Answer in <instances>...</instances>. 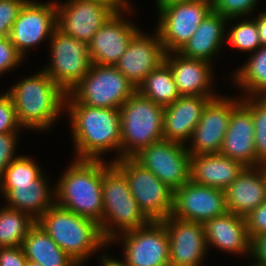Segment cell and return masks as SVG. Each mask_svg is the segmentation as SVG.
<instances>
[{
    "instance_id": "6da1fadb",
    "label": "cell",
    "mask_w": 266,
    "mask_h": 266,
    "mask_svg": "<svg viewBox=\"0 0 266 266\" xmlns=\"http://www.w3.org/2000/svg\"><path fill=\"white\" fill-rule=\"evenodd\" d=\"M70 116L76 159L105 160L101 156L118 151L121 159L120 110L91 107L86 104H65Z\"/></svg>"
},
{
    "instance_id": "7a4b0ae2",
    "label": "cell",
    "mask_w": 266,
    "mask_h": 266,
    "mask_svg": "<svg viewBox=\"0 0 266 266\" xmlns=\"http://www.w3.org/2000/svg\"><path fill=\"white\" fill-rule=\"evenodd\" d=\"M111 163L110 160L75 158L56 181L55 204L100 224L103 220V172Z\"/></svg>"
},
{
    "instance_id": "3957f363",
    "label": "cell",
    "mask_w": 266,
    "mask_h": 266,
    "mask_svg": "<svg viewBox=\"0 0 266 266\" xmlns=\"http://www.w3.org/2000/svg\"><path fill=\"white\" fill-rule=\"evenodd\" d=\"M18 122L22 128L46 131L64 112L66 93L44 70L19 81L10 90ZM45 129V130H44Z\"/></svg>"
},
{
    "instance_id": "277c9868",
    "label": "cell",
    "mask_w": 266,
    "mask_h": 266,
    "mask_svg": "<svg viewBox=\"0 0 266 266\" xmlns=\"http://www.w3.org/2000/svg\"><path fill=\"white\" fill-rule=\"evenodd\" d=\"M36 222L79 266L109 244L97 222L56 204Z\"/></svg>"
},
{
    "instance_id": "5b68a950",
    "label": "cell",
    "mask_w": 266,
    "mask_h": 266,
    "mask_svg": "<svg viewBox=\"0 0 266 266\" xmlns=\"http://www.w3.org/2000/svg\"><path fill=\"white\" fill-rule=\"evenodd\" d=\"M102 197L103 220L99 225L109 245L119 234L151 221L131 194L125 174L113 162L103 172Z\"/></svg>"
},
{
    "instance_id": "8992f818",
    "label": "cell",
    "mask_w": 266,
    "mask_h": 266,
    "mask_svg": "<svg viewBox=\"0 0 266 266\" xmlns=\"http://www.w3.org/2000/svg\"><path fill=\"white\" fill-rule=\"evenodd\" d=\"M119 110L121 158L133 157L142 148L164 139V106L154 103L136 90Z\"/></svg>"
},
{
    "instance_id": "52a82bcc",
    "label": "cell",
    "mask_w": 266,
    "mask_h": 266,
    "mask_svg": "<svg viewBox=\"0 0 266 266\" xmlns=\"http://www.w3.org/2000/svg\"><path fill=\"white\" fill-rule=\"evenodd\" d=\"M136 90L114 65L92 63L88 73L66 95L65 104L119 109Z\"/></svg>"
},
{
    "instance_id": "ba28073f",
    "label": "cell",
    "mask_w": 266,
    "mask_h": 266,
    "mask_svg": "<svg viewBox=\"0 0 266 266\" xmlns=\"http://www.w3.org/2000/svg\"><path fill=\"white\" fill-rule=\"evenodd\" d=\"M125 174L131 194L151 221H162L171 215L174 190L133 157L113 161Z\"/></svg>"
},
{
    "instance_id": "9c48e42d",
    "label": "cell",
    "mask_w": 266,
    "mask_h": 266,
    "mask_svg": "<svg viewBox=\"0 0 266 266\" xmlns=\"http://www.w3.org/2000/svg\"><path fill=\"white\" fill-rule=\"evenodd\" d=\"M123 244V261L108 258L113 266H170L168 233L163 221H150L143 227L116 236Z\"/></svg>"
},
{
    "instance_id": "30bf717a",
    "label": "cell",
    "mask_w": 266,
    "mask_h": 266,
    "mask_svg": "<svg viewBox=\"0 0 266 266\" xmlns=\"http://www.w3.org/2000/svg\"><path fill=\"white\" fill-rule=\"evenodd\" d=\"M50 42V65L42 69L68 94L91 68L88 45L63 34L57 28Z\"/></svg>"
},
{
    "instance_id": "8fae6325",
    "label": "cell",
    "mask_w": 266,
    "mask_h": 266,
    "mask_svg": "<svg viewBox=\"0 0 266 266\" xmlns=\"http://www.w3.org/2000/svg\"><path fill=\"white\" fill-rule=\"evenodd\" d=\"M211 11V0L179 2L159 9L156 30L165 53L178 52Z\"/></svg>"
},
{
    "instance_id": "7c38bea8",
    "label": "cell",
    "mask_w": 266,
    "mask_h": 266,
    "mask_svg": "<svg viewBox=\"0 0 266 266\" xmlns=\"http://www.w3.org/2000/svg\"><path fill=\"white\" fill-rule=\"evenodd\" d=\"M187 145L161 140L142 148L133 158L176 190L190 181V153Z\"/></svg>"
},
{
    "instance_id": "4fadbf2b",
    "label": "cell",
    "mask_w": 266,
    "mask_h": 266,
    "mask_svg": "<svg viewBox=\"0 0 266 266\" xmlns=\"http://www.w3.org/2000/svg\"><path fill=\"white\" fill-rule=\"evenodd\" d=\"M56 25V0L47 3L28 0L11 28L9 39L24 57L30 48L44 42L45 39H51Z\"/></svg>"
},
{
    "instance_id": "5bb4252c",
    "label": "cell",
    "mask_w": 266,
    "mask_h": 266,
    "mask_svg": "<svg viewBox=\"0 0 266 266\" xmlns=\"http://www.w3.org/2000/svg\"><path fill=\"white\" fill-rule=\"evenodd\" d=\"M240 102V98H230L220 94L207 103L189 140L191 146H186L190 155L220 153L231 111Z\"/></svg>"
},
{
    "instance_id": "9a60e30c",
    "label": "cell",
    "mask_w": 266,
    "mask_h": 266,
    "mask_svg": "<svg viewBox=\"0 0 266 266\" xmlns=\"http://www.w3.org/2000/svg\"><path fill=\"white\" fill-rule=\"evenodd\" d=\"M228 212L224 190L191 181L174 190L171 216L204 223Z\"/></svg>"
},
{
    "instance_id": "2e32d148",
    "label": "cell",
    "mask_w": 266,
    "mask_h": 266,
    "mask_svg": "<svg viewBox=\"0 0 266 266\" xmlns=\"http://www.w3.org/2000/svg\"><path fill=\"white\" fill-rule=\"evenodd\" d=\"M57 29L88 45L94 34L114 11L106 5L91 0H67L57 3Z\"/></svg>"
},
{
    "instance_id": "e0dca14e",
    "label": "cell",
    "mask_w": 266,
    "mask_h": 266,
    "mask_svg": "<svg viewBox=\"0 0 266 266\" xmlns=\"http://www.w3.org/2000/svg\"><path fill=\"white\" fill-rule=\"evenodd\" d=\"M165 50L159 33L146 35L139 30L129 42L126 51L114 66L135 86L164 62Z\"/></svg>"
},
{
    "instance_id": "ac0fdd59",
    "label": "cell",
    "mask_w": 266,
    "mask_h": 266,
    "mask_svg": "<svg viewBox=\"0 0 266 266\" xmlns=\"http://www.w3.org/2000/svg\"><path fill=\"white\" fill-rule=\"evenodd\" d=\"M162 221L168 233L170 266H200L208 251L203 224L171 215Z\"/></svg>"
},
{
    "instance_id": "d6986e66",
    "label": "cell",
    "mask_w": 266,
    "mask_h": 266,
    "mask_svg": "<svg viewBox=\"0 0 266 266\" xmlns=\"http://www.w3.org/2000/svg\"><path fill=\"white\" fill-rule=\"evenodd\" d=\"M122 13L124 12H114L94 34L88 44L92 63L116 64L126 51L133 36L140 30L134 23L126 20Z\"/></svg>"
},
{
    "instance_id": "ffe728a7",
    "label": "cell",
    "mask_w": 266,
    "mask_h": 266,
    "mask_svg": "<svg viewBox=\"0 0 266 266\" xmlns=\"http://www.w3.org/2000/svg\"><path fill=\"white\" fill-rule=\"evenodd\" d=\"M164 62L170 67L180 96H218L210 90L214 79L212 63L178 52L165 53Z\"/></svg>"
},
{
    "instance_id": "44dd1931",
    "label": "cell",
    "mask_w": 266,
    "mask_h": 266,
    "mask_svg": "<svg viewBox=\"0 0 266 266\" xmlns=\"http://www.w3.org/2000/svg\"><path fill=\"white\" fill-rule=\"evenodd\" d=\"M254 122L250 109L241 101L232 111L220 153L244 167H256Z\"/></svg>"
},
{
    "instance_id": "7402d4cb",
    "label": "cell",
    "mask_w": 266,
    "mask_h": 266,
    "mask_svg": "<svg viewBox=\"0 0 266 266\" xmlns=\"http://www.w3.org/2000/svg\"><path fill=\"white\" fill-rule=\"evenodd\" d=\"M215 97L180 96L172 104L164 107V140L185 144L191 139L193 130L202 117L207 103ZM185 142V143H184Z\"/></svg>"
},
{
    "instance_id": "603a6c76",
    "label": "cell",
    "mask_w": 266,
    "mask_h": 266,
    "mask_svg": "<svg viewBox=\"0 0 266 266\" xmlns=\"http://www.w3.org/2000/svg\"><path fill=\"white\" fill-rule=\"evenodd\" d=\"M207 247L242 256L251 255L245 217L227 212L203 223Z\"/></svg>"
},
{
    "instance_id": "cb8c5ba5",
    "label": "cell",
    "mask_w": 266,
    "mask_h": 266,
    "mask_svg": "<svg viewBox=\"0 0 266 266\" xmlns=\"http://www.w3.org/2000/svg\"><path fill=\"white\" fill-rule=\"evenodd\" d=\"M224 193L228 211L246 217L266 201V182L261 165L245 167Z\"/></svg>"
},
{
    "instance_id": "d4e9b609",
    "label": "cell",
    "mask_w": 266,
    "mask_h": 266,
    "mask_svg": "<svg viewBox=\"0 0 266 266\" xmlns=\"http://www.w3.org/2000/svg\"><path fill=\"white\" fill-rule=\"evenodd\" d=\"M245 167L221 153L190 156V181L225 190Z\"/></svg>"
},
{
    "instance_id": "484cf974",
    "label": "cell",
    "mask_w": 266,
    "mask_h": 266,
    "mask_svg": "<svg viewBox=\"0 0 266 266\" xmlns=\"http://www.w3.org/2000/svg\"><path fill=\"white\" fill-rule=\"evenodd\" d=\"M228 21L230 22L229 19L212 10L178 53L187 58L202 59L212 63L226 39L228 29L225 26Z\"/></svg>"
},
{
    "instance_id": "4316f807",
    "label": "cell",
    "mask_w": 266,
    "mask_h": 266,
    "mask_svg": "<svg viewBox=\"0 0 266 266\" xmlns=\"http://www.w3.org/2000/svg\"><path fill=\"white\" fill-rule=\"evenodd\" d=\"M45 177L42 174L34 183L16 185L4 197L7 201L5 206L23 211L37 221L55 204V189L50 190V184Z\"/></svg>"
},
{
    "instance_id": "83f0119b",
    "label": "cell",
    "mask_w": 266,
    "mask_h": 266,
    "mask_svg": "<svg viewBox=\"0 0 266 266\" xmlns=\"http://www.w3.org/2000/svg\"><path fill=\"white\" fill-rule=\"evenodd\" d=\"M27 261L43 266H79L36 222L22 243Z\"/></svg>"
},
{
    "instance_id": "f1b7e54d",
    "label": "cell",
    "mask_w": 266,
    "mask_h": 266,
    "mask_svg": "<svg viewBox=\"0 0 266 266\" xmlns=\"http://www.w3.org/2000/svg\"><path fill=\"white\" fill-rule=\"evenodd\" d=\"M238 68L232 80L244 91L243 96H266V47L258 48Z\"/></svg>"
},
{
    "instance_id": "f546056e",
    "label": "cell",
    "mask_w": 266,
    "mask_h": 266,
    "mask_svg": "<svg viewBox=\"0 0 266 266\" xmlns=\"http://www.w3.org/2000/svg\"><path fill=\"white\" fill-rule=\"evenodd\" d=\"M137 91L164 107L180 97L170 67L165 62H162L144 79Z\"/></svg>"
},
{
    "instance_id": "4dcf8cb0",
    "label": "cell",
    "mask_w": 266,
    "mask_h": 266,
    "mask_svg": "<svg viewBox=\"0 0 266 266\" xmlns=\"http://www.w3.org/2000/svg\"><path fill=\"white\" fill-rule=\"evenodd\" d=\"M36 223L23 211L0 208V247L22 246L29 229Z\"/></svg>"
},
{
    "instance_id": "1f68e13d",
    "label": "cell",
    "mask_w": 266,
    "mask_h": 266,
    "mask_svg": "<svg viewBox=\"0 0 266 266\" xmlns=\"http://www.w3.org/2000/svg\"><path fill=\"white\" fill-rule=\"evenodd\" d=\"M43 171L32 158L19 155L5 169L0 177V192L4 198L16 185L34 183Z\"/></svg>"
},
{
    "instance_id": "d6a6232c",
    "label": "cell",
    "mask_w": 266,
    "mask_h": 266,
    "mask_svg": "<svg viewBox=\"0 0 266 266\" xmlns=\"http://www.w3.org/2000/svg\"><path fill=\"white\" fill-rule=\"evenodd\" d=\"M241 101L252 113L257 167L266 163V96H244Z\"/></svg>"
},
{
    "instance_id": "836d02e7",
    "label": "cell",
    "mask_w": 266,
    "mask_h": 266,
    "mask_svg": "<svg viewBox=\"0 0 266 266\" xmlns=\"http://www.w3.org/2000/svg\"><path fill=\"white\" fill-rule=\"evenodd\" d=\"M225 40L229 41L233 48L244 52H255L261 47L260 36L257 29L256 21L253 19L238 22L231 27L226 34Z\"/></svg>"
},
{
    "instance_id": "e575fe53",
    "label": "cell",
    "mask_w": 266,
    "mask_h": 266,
    "mask_svg": "<svg viewBox=\"0 0 266 266\" xmlns=\"http://www.w3.org/2000/svg\"><path fill=\"white\" fill-rule=\"evenodd\" d=\"M212 10L233 21L240 17H248L254 12L259 0H211Z\"/></svg>"
},
{
    "instance_id": "d590c367",
    "label": "cell",
    "mask_w": 266,
    "mask_h": 266,
    "mask_svg": "<svg viewBox=\"0 0 266 266\" xmlns=\"http://www.w3.org/2000/svg\"><path fill=\"white\" fill-rule=\"evenodd\" d=\"M22 130L16 115L12 98L7 92L0 94V134Z\"/></svg>"
},
{
    "instance_id": "8d00e7d4",
    "label": "cell",
    "mask_w": 266,
    "mask_h": 266,
    "mask_svg": "<svg viewBox=\"0 0 266 266\" xmlns=\"http://www.w3.org/2000/svg\"><path fill=\"white\" fill-rule=\"evenodd\" d=\"M28 0H0V36L9 37L16 18Z\"/></svg>"
},
{
    "instance_id": "74e56055",
    "label": "cell",
    "mask_w": 266,
    "mask_h": 266,
    "mask_svg": "<svg viewBox=\"0 0 266 266\" xmlns=\"http://www.w3.org/2000/svg\"><path fill=\"white\" fill-rule=\"evenodd\" d=\"M24 59L9 37L0 36V75L20 65Z\"/></svg>"
},
{
    "instance_id": "f35d334b",
    "label": "cell",
    "mask_w": 266,
    "mask_h": 266,
    "mask_svg": "<svg viewBox=\"0 0 266 266\" xmlns=\"http://www.w3.org/2000/svg\"><path fill=\"white\" fill-rule=\"evenodd\" d=\"M18 134V132L0 134V177L7 166L18 157L15 156Z\"/></svg>"
},
{
    "instance_id": "ab89813d",
    "label": "cell",
    "mask_w": 266,
    "mask_h": 266,
    "mask_svg": "<svg viewBox=\"0 0 266 266\" xmlns=\"http://www.w3.org/2000/svg\"><path fill=\"white\" fill-rule=\"evenodd\" d=\"M245 220L251 241L259 235L266 234V201L250 212Z\"/></svg>"
},
{
    "instance_id": "60d3db41",
    "label": "cell",
    "mask_w": 266,
    "mask_h": 266,
    "mask_svg": "<svg viewBox=\"0 0 266 266\" xmlns=\"http://www.w3.org/2000/svg\"><path fill=\"white\" fill-rule=\"evenodd\" d=\"M26 262L21 246L0 247V266H25Z\"/></svg>"
},
{
    "instance_id": "b9f144b4",
    "label": "cell",
    "mask_w": 266,
    "mask_h": 266,
    "mask_svg": "<svg viewBox=\"0 0 266 266\" xmlns=\"http://www.w3.org/2000/svg\"><path fill=\"white\" fill-rule=\"evenodd\" d=\"M251 256L257 263L266 265V234L259 235L252 240Z\"/></svg>"
},
{
    "instance_id": "7bdbcfd3",
    "label": "cell",
    "mask_w": 266,
    "mask_h": 266,
    "mask_svg": "<svg viewBox=\"0 0 266 266\" xmlns=\"http://www.w3.org/2000/svg\"><path fill=\"white\" fill-rule=\"evenodd\" d=\"M91 1L102 3L107 7L111 8L114 12L124 11L125 14L128 13L129 15V13L132 11L131 10L132 6L127 0H91Z\"/></svg>"
},
{
    "instance_id": "ee69618b",
    "label": "cell",
    "mask_w": 266,
    "mask_h": 266,
    "mask_svg": "<svg viewBox=\"0 0 266 266\" xmlns=\"http://www.w3.org/2000/svg\"><path fill=\"white\" fill-rule=\"evenodd\" d=\"M253 19L257 24L261 47H266V11L260 12L258 17Z\"/></svg>"
},
{
    "instance_id": "f6af8a7d",
    "label": "cell",
    "mask_w": 266,
    "mask_h": 266,
    "mask_svg": "<svg viewBox=\"0 0 266 266\" xmlns=\"http://www.w3.org/2000/svg\"><path fill=\"white\" fill-rule=\"evenodd\" d=\"M156 1V6L159 9L174 4V3H179V2H189V1H194V0H155Z\"/></svg>"
},
{
    "instance_id": "bcb514c9",
    "label": "cell",
    "mask_w": 266,
    "mask_h": 266,
    "mask_svg": "<svg viewBox=\"0 0 266 266\" xmlns=\"http://www.w3.org/2000/svg\"><path fill=\"white\" fill-rule=\"evenodd\" d=\"M99 258H100L99 263L101 264L100 266H113L110 262H108L109 256H107L106 254L105 255L101 254V256Z\"/></svg>"
},
{
    "instance_id": "7dc6e473",
    "label": "cell",
    "mask_w": 266,
    "mask_h": 266,
    "mask_svg": "<svg viewBox=\"0 0 266 266\" xmlns=\"http://www.w3.org/2000/svg\"><path fill=\"white\" fill-rule=\"evenodd\" d=\"M25 266H43L40 263L32 262V261H27Z\"/></svg>"
},
{
    "instance_id": "c3c4849f",
    "label": "cell",
    "mask_w": 266,
    "mask_h": 266,
    "mask_svg": "<svg viewBox=\"0 0 266 266\" xmlns=\"http://www.w3.org/2000/svg\"><path fill=\"white\" fill-rule=\"evenodd\" d=\"M261 170L263 172V176L266 182V163L261 164Z\"/></svg>"
},
{
    "instance_id": "681fc988",
    "label": "cell",
    "mask_w": 266,
    "mask_h": 266,
    "mask_svg": "<svg viewBox=\"0 0 266 266\" xmlns=\"http://www.w3.org/2000/svg\"><path fill=\"white\" fill-rule=\"evenodd\" d=\"M251 266H266V265H263V264L257 263V262L255 261V263H254L253 265H251Z\"/></svg>"
}]
</instances>
